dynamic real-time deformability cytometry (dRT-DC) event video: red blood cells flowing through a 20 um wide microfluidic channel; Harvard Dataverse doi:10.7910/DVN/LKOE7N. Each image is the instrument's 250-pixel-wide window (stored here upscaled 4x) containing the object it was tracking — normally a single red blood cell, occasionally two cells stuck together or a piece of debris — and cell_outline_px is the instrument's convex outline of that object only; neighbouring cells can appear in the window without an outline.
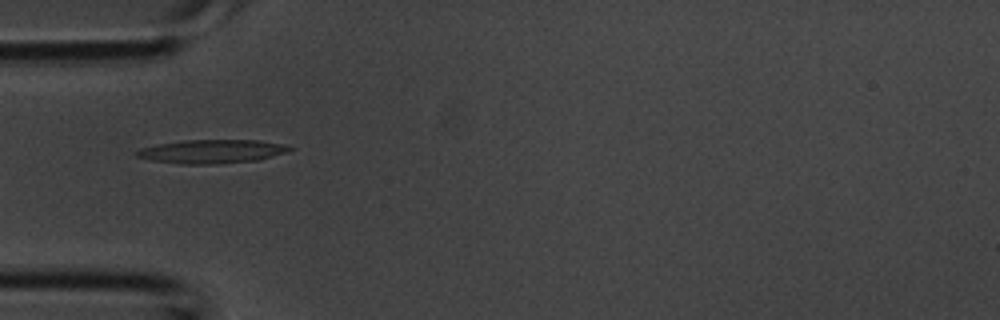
{"species": "common noctule bat (a hibernating species)", "species_latin": "Nyctalus noctula", "temperature_condition": "room temperature", "stored_images_in_passage": 4, "camera_frame_rate_fps": 3000, "um_per_image_px": 0.085, "animal": {"sex": "male", "body_mass_g": 20.1, "forearm_length_mm": 53.5}, "frame": {"image": 1, "passage_image": 4, "time_ms": 1.0, "image_size_px": [1000, 320], "cell_outline_px": [[296, 148], [288, 152], [260, 160], [220, 164], [180, 164], [152, 160], [136, 156], [136, 152], [140, 148], [156, 144], [184, 140], [260, 140], [284, 144]], "centroid_in_image_um": [18.07, 12.87], "position_along_channel_um": 66.9, "area_um2": 21.39}}